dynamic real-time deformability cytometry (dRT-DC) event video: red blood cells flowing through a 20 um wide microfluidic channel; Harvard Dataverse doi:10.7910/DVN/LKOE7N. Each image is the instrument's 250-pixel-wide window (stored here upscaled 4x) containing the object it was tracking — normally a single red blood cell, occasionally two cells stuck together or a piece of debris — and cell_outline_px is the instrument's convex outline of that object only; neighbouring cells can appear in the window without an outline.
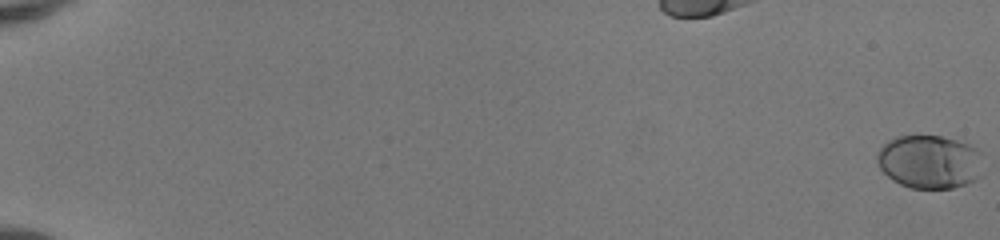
{"species": "human", "species_latin": "Homo sapiens", "temperature_condition": "room temperature", "stored_images_in_passage": 53, "camera_frame_rate_fps": 3000, "um_per_image_px": 0.085, "donor": {"sex": "female"}, "frame": {"image": 1, "passage_image": 1, "time_ms": 0.0, "image_size_px": [1000, 240], "cell_outline_px": [[984, 172], [980, 176], [964, 184], [952, 188], [908, 188], [892, 180], [880, 168], [876, 160], [876, 156], [880, 148], [888, 140], [896, 136], [940, 136], [956, 140], [968, 144], [976, 148], [980, 152]], "centroid_in_image_um": [79.01, 13.75], "position_along_channel_um": 6.0, "area_um2": 33.18}}
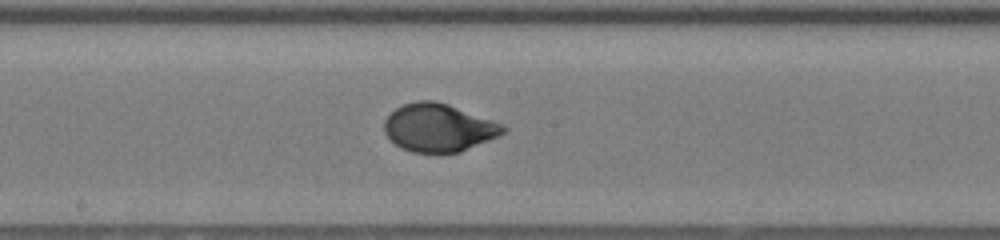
{"frame": {"image": 2, "passage_image": 32, "time_ms": 10.333, "image_size_px": [1000, 240], "cell_outline_px": [[508, 128], [500, 136], [460, 152], [412, 152], [400, 148], [384, 132], [384, 120], [396, 108], [404, 104], [416, 100], [432, 100], [448, 104], [504, 124]], "centroid_in_image_um": [37.3, 10.85], "position_along_channel_um": 210.9, "area_um2": 33.18}}
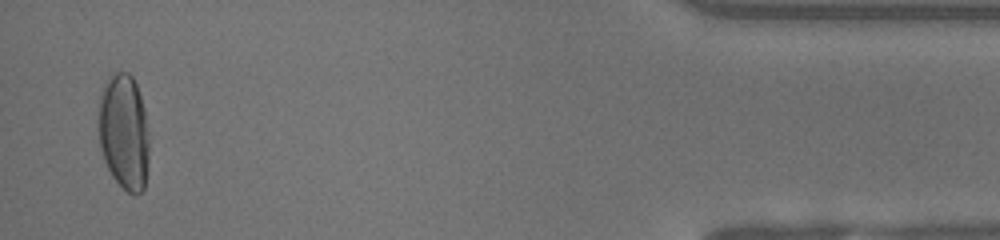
{"frame": {"image": 3, "passage_image": 52, "time_ms": 17.0, "image_size_px": [1000, 240], "cell_outline_px": [[148, 168], [144, 188], [136, 196], [128, 192], [112, 176], [104, 160], [100, 148], [100, 96], [104, 84], [112, 72], [128, 72], [132, 76], [136, 84], [140, 96], [144, 112], [148, 140]], "centroid_in_image_um": [10.54, 11.23], "position_along_channel_um": 424.7, "area_um2": 33.76}, "authors_computed_cell_mechanics": {"area_um2": 32.657, "velocity_mm_per_s": 4.1659, "shape_relaxation_time_tau1_ms": 3.5413, "shape_relaxation_time_tau2_ms": null, "deformation_change_tau1": 0.2021, "deformation_change_tau2": null}}